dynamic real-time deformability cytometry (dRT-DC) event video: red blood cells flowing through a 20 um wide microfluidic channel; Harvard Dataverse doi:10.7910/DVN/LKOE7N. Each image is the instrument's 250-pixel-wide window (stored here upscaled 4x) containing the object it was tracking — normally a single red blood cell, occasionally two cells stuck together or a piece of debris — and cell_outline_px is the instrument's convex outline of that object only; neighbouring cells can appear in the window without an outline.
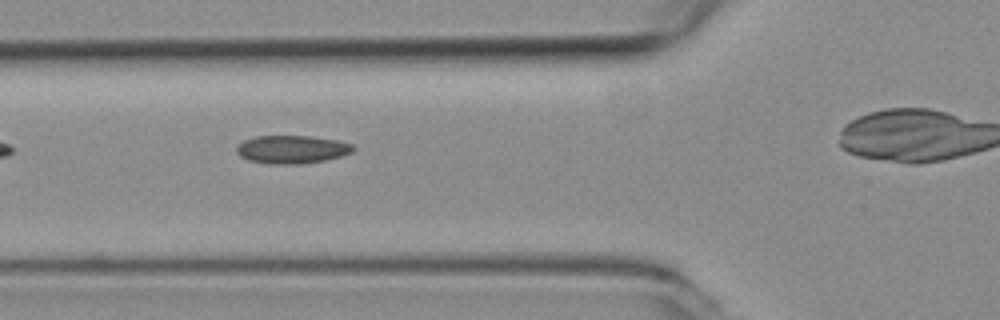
{"species": "common noctule bat (a hibernating species)", "species_latin": "Nyctalus noctula", "temperature_condition": "room temperature", "stored_images_in_passage": 28, "camera_frame_rate_fps": 3000, "um_per_image_px": 0.085, "animal": {"sex": "female", "body_mass_g": 19.3, "forearm_length_mm": 54.1}, "frame": {"image": 1, "passage_image": 3, "time_ms": 0.667, "image_size_px": [1000, 320], "cell_outline_px": [[356, 148], [352, 152], [340, 156], [324, 160], [304, 164], [268, 164], [248, 160], [240, 156], [236, 152], [236, 148], [244, 140], [256, 136], [312, 136], [340, 140], [352, 144]], "centroid_in_image_um": [24.83, 12.7], "position_along_channel_um": 101.0, "area_um2": 19.25}}
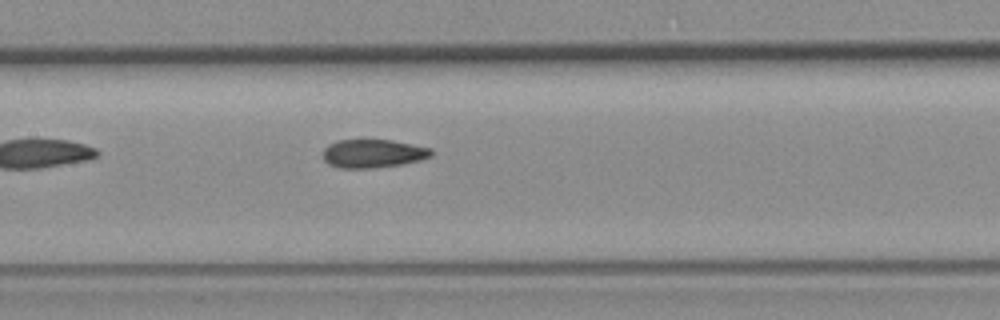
{"frame": {"image": 2, "passage_image": 9, "time_ms": 2.667, "image_size_px": [1000, 320], "cell_outline_px": [[432, 156], [420, 160], [404, 164], [376, 168], [340, 168], [328, 164], [324, 160], [324, 148], [328, 144], [336, 140], [392, 140], [432, 148]], "centroid_in_image_um": [31.71, 13.05], "position_along_channel_um": 175.7, "area_um2": 18.09}}
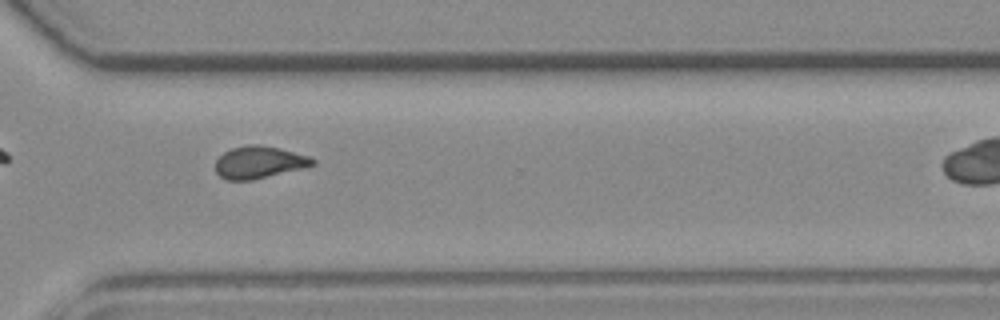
{"frame": {"image": 3, "passage_image": 23, "time_ms": 7.333, "image_size_px": [1000, 320], "cell_outline_px": [[316, 164], [304, 168], [252, 180], [224, 180], [216, 172], [216, 160], [224, 152], [232, 148], [248, 144], [256, 144], [280, 148], [308, 156], [316, 160]], "centroid_in_image_um": [22.02, 13.8], "position_along_channel_um": 348.6, "area_um2": 18.26}}